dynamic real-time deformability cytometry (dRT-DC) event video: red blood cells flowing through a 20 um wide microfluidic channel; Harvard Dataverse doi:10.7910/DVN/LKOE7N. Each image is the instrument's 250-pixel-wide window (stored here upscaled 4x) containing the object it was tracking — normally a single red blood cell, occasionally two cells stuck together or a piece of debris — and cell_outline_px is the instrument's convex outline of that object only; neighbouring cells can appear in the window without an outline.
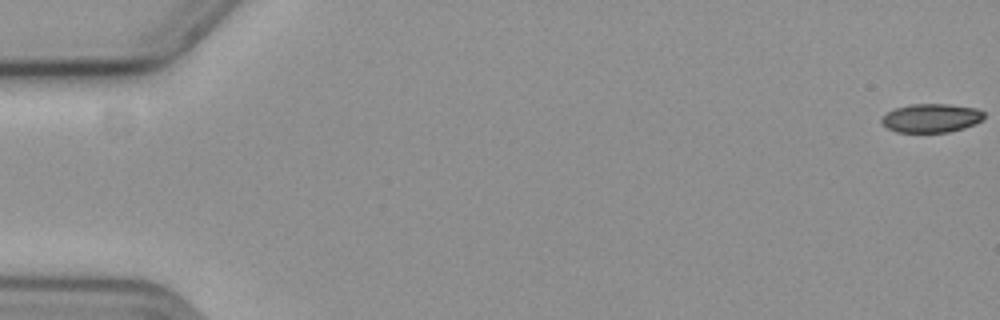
{"species": "common noctule bat (a hibernating species)", "species_latin": "Nyctalus noctula", "temperature_condition": "cold", "stored_images_in_passage": 59, "camera_frame_rate_fps": 3000, "um_per_image_px": 0.085, "animal": {"sex": "female", "body_mass_g": 19.3, "forearm_length_mm": 54.1}, "frame": {"image": 1, "passage_image": 1, "time_ms": 0.0, "image_size_px": [1000, 320], "cell_outline_px": [[984, 120], [976, 124], [964, 128], [948, 132], [896, 132], [880, 124], [880, 120], [888, 112], [896, 108], [912, 104], [948, 104], [976, 108], [984, 112]], "centroid_in_image_um": [79.18, 10.04], "position_along_channel_um": 5.8, "area_um2": 17.22}}
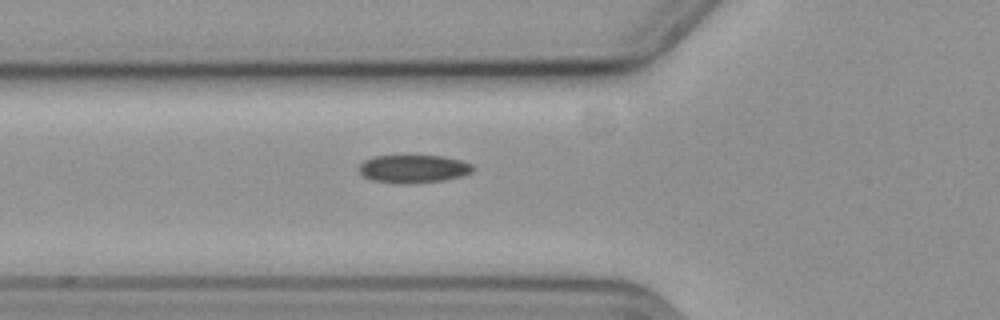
{"frame": {"image": 2, "passage_image": 22, "time_ms": 7.0, "image_size_px": [1000, 320], "cell_outline_px": [[476, 168], [472, 172], [464, 176], [444, 180], [404, 184], [392, 184], [372, 180], [364, 176], [360, 172], [360, 164], [364, 160], [376, 156], [444, 156], [460, 160], [472, 164]], "centroid_in_image_um": [35.18, 14.36], "position_along_channel_um": 90.6, "area_um2": 18.73}}
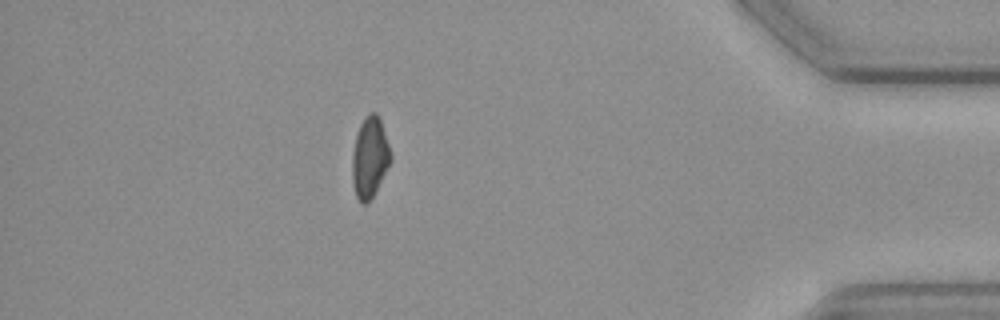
{"frame": {"image": 3, "passage_image": 52, "time_ms": 17.0, "image_size_px": [1000, 320], "cell_outline_px": [[392, 160], [368, 204], [360, 204], [356, 196], [352, 184], [352, 152], [356, 136], [360, 124], [364, 116], [368, 112], [376, 112], [380, 120], [392, 156]], "centroid_in_image_um": [31.41, 13.4], "position_along_channel_um": 403.8, "area_um2": 18.15}, "authors_computed_cell_mechanics": {"area_um2": 18.496, "velocity_mm_per_s": 3.6, "shape_relaxation_time_tau1_ms": 8.0567, "shape_relaxation_time_tau2_ms": 6.5052, "deformation_change_tau1": 0.1477, "deformation_change_tau2": 0.0859}}